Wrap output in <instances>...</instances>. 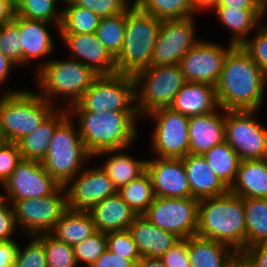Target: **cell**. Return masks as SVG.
Returning a JSON list of instances; mask_svg holds the SVG:
<instances>
[{
	"label": "cell",
	"mask_w": 267,
	"mask_h": 267,
	"mask_svg": "<svg viewBox=\"0 0 267 267\" xmlns=\"http://www.w3.org/2000/svg\"><path fill=\"white\" fill-rule=\"evenodd\" d=\"M267 75L250 55L235 46L226 56L216 85L219 107L224 110H258L263 102Z\"/></svg>",
	"instance_id": "obj_1"
},
{
	"label": "cell",
	"mask_w": 267,
	"mask_h": 267,
	"mask_svg": "<svg viewBox=\"0 0 267 267\" xmlns=\"http://www.w3.org/2000/svg\"><path fill=\"white\" fill-rule=\"evenodd\" d=\"M196 235L223 243L240 254L246 248L243 199L229 191L200 199Z\"/></svg>",
	"instance_id": "obj_2"
},
{
	"label": "cell",
	"mask_w": 267,
	"mask_h": 267,
	"mask_svg": "<svg viewBox=\"0 0 267 267\" xmlns=\"http://www.w3.org/2000/svg\"><path fill=\"white\" fill-rule=\"evenodd\" d=\"M78 119V131L87 152L93 157L108 151L128 149L137 139L138 112L69 111Z\"/></svg>",
	"instance_id": "obj_3"
},
{
	"label": "cell",
	"mask_w": 267,
	"mask_h": 267,
	"mask_svg": "<svg viewBox=\"0 0 267 267\" xmlns=\"http://www.w3.org/2000/svg\"><path fill=\"white\" fill-rule=\"evenodd\" d=\"M50 60L39 63L36 82L41 89L38 94L55 107L60 96L65 103L69 102L66 108L77 103L99 76L92 68L72 58Z\"/></svg>",
	"instance_id": "obj_4"
},
{
	"label": "cell",
	"mask_w": 267,
	"mask_h": 267,
	"mask_svg": "<svg viewBox=\"0 0 267 267\" xmlns=\"http://www.w3.org/2000/svg\"><path fill=\"white\" fill-rule=\"evenodd\" d=\"M0 96V139L16 143L30 134L57 107L37 92L23 89L6 91Z\"/></svg>",
	"instance_id": "obj_5"
},
{
	"label": "cell",
	"mask_w": 267,
	"mask_h": 267,
	"mask_svg": "<svg viewBox=\"0 0 267 267\" xmlns=\"http://www.w3.org/2000/svg\"><path fill=\"white\" fill-rule=\"evenodd\" d=\"M161 20L130 6L126 10L125 38L115 58L116 73L134 75L152 65V56Z\"/></svg>",
	"instance_id": "obj_6"
},
{
	"label": "cell",
	"mask_w": 267,
	"mask_h": 267,
	"mask_svg": "<svg viewBox=\"0 0 267 267\" xmlns=\"http://www.w3.org/2000/svg\"><path fill=\"white\" fill-rule=\"evenodd\" d=\"M72 118L69 115L56 128L49 150L41 161L48 174L63 186L84 169L85 161L93 158L87 152L79 131H75Z\"/></svg>",
	"instance_id": "obj_7"
},
{
	"label": "cell",
	"mask_w": 267,
	"mask_h": 267,
	"mask_svg": "<svg viewBox=\"0 0 267 267\" xmlns=\"http://www.w3.org/2000/svg\"><path fill=\"white\" fill-rule=\"evenodd\" d=\"M133 77L136 109L140 116L169 107L176 93L187 82L178 64L151 65L138 71Z\"/></svg>",
	"instance_id": "obj_8"
},
{
	"label": "cell",
	"mask_w": 267,
	"mask_h": 267,
	"mask_svg": "<svg viewBox=\"0 0 267 267\" xmlns=\"http://www.w3.org/2000/svg\"><path fill=\"white\" fill-rule=\"evenodd\" d=\"M135 90L133 75H99L83 97L68 107V111L138 112Z\"/></svg>",
	"instance_id": "obj_9"
},
{
	"label": "cell",
	"mask_w": 267,
	"mask_h": 267,
	"mask_svg": "<svg viewBox=\"0 0 267 267\" xmlns=\"http://www.w3.org/2000/svg\"><path fill=\"white\" fill-rule=\"evenodd\" d=\"M12 204L17 226L25 234L51 233L67 208V193L61 185L53 194L40 198L4 200Z\"/></svg>",
	"instance_id": "obj_10"
},
{
	"label": "cell",
	"mask_w": 267,
	"mask_h": 267,
	"mask_svg": "<svg viewBox=\"0 0 267 267\" xmlns=\"http://www.w3.org/2000/svg\"><path fill=\"white\" fill-rule=\"evenodd\" d=\"M258 110H225V141L241 161L267 158V127L256 120Z\"/></svg>",
	"instance_id": "obj_11"
},
{
	"label": "cell",
	"mask_w": 267,
	"mask_h": 267,
	"mask_svg": "<svg viewBox=\"0 0 267 267\" xmlns=\"http://www.w3.org/2000/svg\"><path fill=\"white\" fill-rule=\"evenodd\" d=\"M145 117L156 120V127L151 133L152 149L156 157L182 159L188 154V117L170 107L153 110Z\"/></svg>",
	"instance_id": "obj_12"
},
{
	"label": "cell",
	"mask_w": 267,
	"mask_h": 267,
	"mask_svg": "<svg viewBox=\"0 0 267 267\" xmlns=\"http://www.w3.org/2000/svg\"><path fill=\"white\" fill-rule=\"evenodd\" d=\"M198 208L199 200L193 197H155L143 215L160 229L187 239L197 233Z\"/></svg>",
	"instance_id": "obj_13"
},
{
	"label": "cell",
	"mask_w": 267,
	"mask_h": 267,
	"mask_svg": "<svg viewBox=\"0 0 267 267\" xmlns=\"http://www.w3.org/2000/svg\"><path fill=\"white\" fill-rule=\"evenodd\" d=\"M201 40L181 58L178 65L187 82L216 86L225 58L235 46L229 43L224 47L219 43Z\"/></svg>",
	"instance_id": "obj_14"
},
{
	"label": "cell",
	"mask_w": 267,
	"mask_h": 267,
	"mask_svg": "<svg viewBox=\"0 0 267 267\" xmlns=\"http://www.w3.org/2000/svg\"><path fill=\"white\" fill-rule=\"evenodd\" d=\"M60 186L41 162L21 159L11 176L2 184L5 195L0 193V199H37L53 194Z\"/></svg>",
	"instance_id": "obj_15"
},
{
	"label": "cell",
	"mask_w": 267,
	"mask_h": 267,
	"mask_svg": "<svg viewBox=\"0 0 267 267\" xmlns=\"http://www.w3.org/2000/svg\"><path fill=\"white\" fill-rule=\"evenodd\" d=\"M195 16L161 20L155 42L152 65L179 64L181 58L199 41L195 37Z\"/></svg>",
	"instance_id": "obj_16"
},
{
	"label": "cell",
	"mask_w": 267,
	"mask_h": 267,
	"mask_svg": "<svg viewBox=\"0 0 267 267\" xmlns=\"http://www.w3.org/2000/svg\"><path fill=\"white\" fill-rule=\"evenodd\" d=\"M67 208L88 211L92 206L117 193L101 166L84 167L65 185Z\"/></svg>",
	"instance_id": "obj_17"
},
{
	"label": "cell",
	"mask_w": 267,
	"mask_h": 267,
	"mask_svg": "<svg viewBox=\"0 0 267 267\" xmlns=\"http://www.w3.org/2000/svg\"><path fill=\"white\" fill-rule=\"evenodd\" d=\"M146 171L149 173L155 197L188 198L191 190L182 159H147Z\"/></svg>",
	"instance_id": "obj_18"
},
{
	"label": "cell",
	"mask_w": 267,
	"mask_h": 267,
	"mask_svg": "<svg viewBox=\"0 0 267 267\" xmlns=\"http://www.w3.org/2000/svg\"><path fill=\"white\" fill-rule=\"evenodd\" d=\"M71 51L70 58L92 68L99 75L116 73L115 57L99 40L96 32L90 34H59Z\"/></svg>",
	"instance_id": "obj_19"
},
{
	"label": "cell",
	"mask_w": 267,
	"mask_h": 267,
	"mask_svg": "<svg viewBox=\"0 0 267 267\" xmlns=\"http://www.w3.org/2000/svg\"><path fill=\"white\" fill-rule=\"evenodd\" d=\"M189 154L203 155L225 141V110L219 107L206 115L188 117Z\"/></svg>",
	"instance_id": "obj_20"
},
{
	"label": "cell",
	"mask_w": 267,
	"mask_h": 267,
	"mask_svg": "<svg viewBox=\"0 0 267 267\" xmlns=\"http://www.w3.org/2000/svg\"><path fill=\"white\" fill-rule=\"evenodd\" d=\"M128 231L141 257L147 258H160L181 239L176 234L155 226L144 215H137Z\"/></svg>",
	"instance_id": "obj_21"
},
{
	"label": "cell",
	"mask_w": 267,
	"mask_h": 267,
	"mask_svg": "<svg viewBox=\"0 0 267 267\" xmlns=\"http://www.w3.org/2000/svg\"><path fill=\"white\" fill-rule=\"evenodd\" d=\"M13 20L18 24L20 30L23 65L30 64L38 58L46 59L47 56H51L56 49L53 36L47 27L51 23L15 15Z\"/></svg>",
	"instance_id": "obj_22"
},
{
	"label": "cell",
	"mask_w": 267,
	"mask_h": 267,
	"mask_svg": "<svg viewBox=\"0 0 267 267\" xmlns=\"http://www.w3.org/2000/svg\"><path fill=\"white\" fill-rule=\"evenodd\" d=\"M169 107L186 117L212 113L219 108L216 86L186 82Z\"/></svg>",
	"instance_id": "obj_23"
},
{
	"label": "cell",
	"mask_w": 267,
	"mask_h": 267,
	"mask_svg": "<svg viewBox=\"0 0 267 267\" xmlns=\"http://www.w3.org/2000/svg\"><path fill=\"white\" fill-rule=\"evenodd\" d=\"M191 197L198 200L226 194L229 189L217 177L203 155L187 154L182 158Z\"/></svg>",
	"instance_id": "obj_24"
},
{
	"label": "cell",
	"mask_w": 267,
	"mask_h": 267,
	"mask_svg": "<svg viewBox=\"0 0 267 267\" xmlns=\"http://www.w3.org/2000/svg\"><path fill=\"white\" fill-rule=\"evenodd\" d=\"M191 267H234L239 254L231 247L198 235L187 238Z\"/></svg>",
	"instance_id": "obj_25"
},
{
	"label": "cell",
	"mask_w": 267,
	"mask_h": 267,
	"mask_svg": "<svg viewBox=\"0 0 267 267\" xmlns=\"http://www.w3.org/2000/svg\"><path fill=\"white\" fill-rule=\"evenodd\" d=\"M62 107L61 110L57 107L36 129L16 142L23 160L41 162L45 158L56 128L69 116L68 108Z\"/></svg>",
	"instance_id": "obj_26"
},
{
	"label": "cell",
	"mask_w": 267,
	"mask_h": 267,
	"mask_svg": "<svg viewBox=\"0 0 267 267\" xmlns=\"http://www.w3.org/2000/svg\"><path fill=\"white\" fill-rule=\"evenodd\" d=\"M91 214L96 230L102 233L128 230L137 214L118 193L92 206Z\"/></svg>",
	"instance_id": "obj_27"
},
{
	"label": "cell",
	"mask_w": 267,
	"mask_h": 267,
	"mask_svg": "<svg viewBox=\"0 0 267 267\" xmlns=\"http://www.w3.org/2000/svg\"><path fill=\"white\" fill-rule=\"evenodd\" d=\"M229 192L241 198H267V158L241 161Z\"/></svg>",
	"instance_id": "obj_28"
},
{
	"label": "cell",
	"mask_w": 267,
	"mask_h": 267,
	"mask_svg": "<svg viewBox=\"0 0 267 267\" xmlns=\"http://www.w3.org/2000/svg\"><path fill=\"white\" fill-rule=\"evenodd\" d=\"M216 16L224 24L225 28L231 30L232 38L230 44L241 46L249 36L265 21V14L261 10H239L225 6H214Z\"/></svg>",
	"instance_id": "obj_29"
},
{
	"label": "cell",
	"mask_w": 267,
	"mask_h": 267,
	"mask_svg": "<svg viewBox=\"0 0 267 267\" xmlns=\"http://www.w3.org/2000/svg\"><path fill=\"white\" fill-rule=\"evenodd\" d=\"M125 150L103 151L93 157L102 155L107 157L106 162L101 167L111 179L117 191L146 171L147 159H134L133 156L127 155L124 152Z\"/></svg>",
	"instance_id": "obj_30"
},
{
	"label": "cell",
	"mask_w": 267,
	"mask_h": 267,
	"mask_svg": "<svg viewBox=\"0 0 267 267\" xmlns=\"http://www.w3.org/2000/svg\"><path fill=\"white\" fill-rule=\"evenodd\" d=\"M88 211L67 209L51 232L58 240L74 246L96 232Z\"/></svg>",
	"instance_id": "obj_31"
},
{
	"label": "cell",
	"mask_w": 267,
	"mask_h": 267,
	"mask_svg": "<svg viewBox=\"0 0 267 267\" xmlns=\"http://www.w3.org/2000/svg\"><path fill=\"white\" fill-rule=\"evenodd\" d=\"M211 169L229 189L233 184L241 162L235 150L224 141L203 154Z\"/></svg>",
	"instance_id": "obj_32"
},
{
	"label": "cell",
	"mask_w": 267,
	"mask_h": 267,
	"mask_svg": "<svg viewBox=\"0 0 267 267\" xmlns=\"http://www.w3.org/2000/svg\"><path fill=\"white\" fill-rule=\"evenodd\" d=\"M246 223V248L267 241V198H242Z\"/></svg>",
	"instance_id": "obj_33"
},
{
	"label": "cell",
	"mask_w": 267,
	"mask_h": 267,
	"mask_svg": "<svg viewBox=\"0 0 267 267\" xmlns=\"http://www.w3.org/2000/svg\"><path fill=\"white\" fill-rule=\"evenodd\" d=\"M131 4L160 20L186 19L198 12L192 0H133Z\"/></svg>",
	"instance_id": "obj_34"
},
{
	"label": "cell",
	"mask_w": 267,
	"mask_h": 267,
	"mask_svg": "<svg viewBox=\"0 0 267 267\" xmlns=\"http://www.w3.org/2000/svg\"><path fill=\"white\" fill-rule=\"evenodd\" d=\"M117 193L137 215H143L155 198L147 171L120 188Z\"/></svg>",
	"instance_id": "obj_35"
},
{
	"label": "cell",
	"mask_w": 267,
	"mask_h": 267,
	"mask_svg": "<svg viewBox=\"0 0 267 267\" xmlns=\"http://www.w3.org/2000/svg\"><path fill=\"white\" fill-rule=\"evenodd\" d=\"M62 9V21L58 34H90L97 31L100 17L91 10L74 3Z\"/></svg>",
	"instance_id": "obj_36"
},
{
	"label": "cell",
	"mask_w": 267,
	"mask_h": 267,
	"mask_svg": "<svg viewBox=\"0 0 267 267\" xmlns=\"http://www.w3.org/2000/svg\"><path fill=\"white\" fill-rule=\"evenodd\" d=\"M57 3V0H14L15 16L55 24L59 32L63 9H57Z\"/></svg>",
	"instance_id": "obj_37"
},
{
	"label": "cell",
	"mask_w": 267,
	"mask_h": 267,
	"mask_svg": "<svg viewBox=\"0 0 267 267\" xmlns=\"http://www.w3.org/2000/svg\"><path fill=\"white\" fill-rule=\"evenodd\" d=\"M126 11L113 17L100 18L96 34L108 51L116 58L125 38Z\"/></svg>",
	"instance_id": "obj_38"
},
{
	"label": "cell",
	"mask_w": 267,
	"mask_h": 267,
	"mask_svg": "<svg viewBox=\"0 0 267 267\" xmlns=\"http://www.w3.org/2000/svg\"><path fill=\"white\" fill-rule=\"evenodd\" d=\"M44 247L47 267H78L73 246L58 240L51 233L35 236Z\"/></svg>",
	"instance_id": "obj_39"
},
{
	"label": "cell",
	"mask_w": 267,
	"mask_h": 267,
	"mask_svg": "<svg viewBox=\"0 0 267 267\" xmlns=\"http://www.w3.org/2000/svg\"><path fill=\"white\" fill-rule=\"evenodd\" d=\"M19 32V26L13 19L0 27V52L16 66L23 65Z\"/></svg>",
	"instance_id": "obj_40"
},
{
	"label": "cell",
	"mask_w": 267,
	"mask_h": 267,
	"mask_svg": "<svg viewBox=\"0 0 267 267\" xmlns=\"http://www.w3.org/2000/svg\"><path fill=\"white\" fill-rule=\"evenodd\" d=\"M107 249L106 233L96 231L82 242L73 246V252L77 265L80 262L91 266ZM80 261V262H79Z\"/></svg>",
	"instance_id": "obj_41"
},
{
	"label": "cell",
	"mask_w": 267,
	"mask_h": 267,
	"mask_svg": "<svg viewBox=\"0 0 267 267\" xmlns=\"http://www.w3.org/2000/svg\"><path fill=\"white\" fill-rule=\"evenodd\" d=\"M264 23L241 46L267 75V21Z\"/></svg>",
	"instance_id": "obj_42"
},
{
	"label": "cell",
	"mask_w": 267,
	"mask_h": 267,
	"mask_svg": "<svg viewBox=\"0 0 267 267\" xmlns=\"http://www.w3.org/2000/svg\"><path fill=\"white\" fill-rule=\"evenodd\" d=\"M107 248L130 261H139L141 255L138 252L132 235L128 230L106 233Z\"/></svg>",
	"instance_id": "obj_43"
},
{
	"label": "cell",
	"mask_w": 267,
	"mask_h": 267,
	"mask_svg": "<svg viewBox=\"0 0 267 267\" xmlns=\"http://www.w3.org/2000/svg\"><path fill=\"white\" fill-rule=\"evenodd\" d=\"M29 239L24 249L19 245L13 267H47L43 244L35 236Z\"/></svg>",
	"instance_id": "obj_44"
},
{
	"label": "cell",
	"mask_w": 267,
	"mask_h": 267,
	"mask_svg": "<svg viewBox=\"0 0 267 267\" xmlns=\"http://www.w3.org/2000/svg\"><path fill=\"white\" fill-rule=\"evenodd\" d=\"M74 4L91 10L100 18L124 13L131 6L126 0H76Z\"/></svg>",
	"instance_id": "obj_45"
},
{
	"label": "cell",
	"mask_w": 267,
	"mask_h": 267,
	"mask_svg": "<svg viewBox=\"0 0 267 267\" xmlns=\"http://www.w3.org/2000/svg\"><path fill=\"white\" fill-rule=\"evenodd\" d=\"M21 155L16 143L0 141V185L11 176L17 164L21 161Z\"/></svg>",
	"instance_id": "obj_46"
},
{
	"label": "cell",
	"mask_w": 267,
	"mask_h": 267,
	"mask_svg": "<svg viewBox=\"0 0 267 267\" xmlns=\"http://www.w3.org/2000/svg\"><path fill=\"white\" fill-rule=\"evenodd\" d=\"M160 259L166 267H191L187 239H180Z\"/></svg>",
	"instance_id": "obj_47"
},
{
	"label": "cell",
	"mask_w": 267,
	"mask_h": 267,
	"mask_svg": "<svg viewBox=\"0 0 267 267\" xmlns=\"http://www.w3.org/2000/svg\"><path fill=\"white\" fill-rule=\"evenodd\" d=\"M17 228L12 204L0 199V241L14 240Z\"/></svg>",
	"instance_id": "obj_48"
},
{
	"label": "cell",
	"mask_w": 267,
	"mask_h": 267,
	"mask_svg": "<svg viewBox=\"0 0 267 267\" xmlns=\"http://www.w3.org/2000/svg\"><path fill=\"white\" fill-rule=\"evenodd\" d=\"M239 262L243 267H267V241L245 248Z\"/></svg>",
	"instance_id": "obj_49"
},
{
	"label": "cell",
	"mask_w": 267,
	"mask_h": 267,
	"mask_svg": "<svg viewBox=\"0 0 267 267\" xmlns=\"http://www.w3.org/2000/svg\"><path fill=\"white\" fill-rule=\"evenodd\" d=\"M136 262L117 255L107 248L89 267H134Z\"/></svg>",
	"instance_id": "obj_50"
},
{
	"label": "cell",
	"mask_w": 267,
	"mask_h": 267,
	"mask_svg": "<svg viewBox=\"0 0 267 267\" xmlns=\"http://www.w3.org/2000/svg\"><path fill=\"white\" fill-rule=\"evenodd\" d=\"M18 247L14 240L0 241V267H13Z\"/></svg>",
	"instance_id": "obj_51"
},
{
	"label": "cell",
	"mask_w": 267,
	"mask_h": 267,
	"mask_svg": "<svg viewBox=\"0 0 267 267\" xmlns=\"http://www.w3.org/2000/svg\"><path fill=\"white\" fill-rule=\"evenodd\" d=\"M215 6H225L239 10H260L254 0H218Z\"/></svg>",
	"instance_id": "obj_52"
},
{
	"label": "cell",
	"mask_w": 267,
	"mask_h": 267,
	"mask_svg": "<svg viewBox=\"0 0 267 267\" xmlns=\"http://www.w3.org/2000/svg\"><path fill=\"white\" fill-rule=\"evenodd\" d=\"M15 15L14 0H0V27L13 19Z\"/></svg>",
	"instance_id": "obj_53"
},
{
	"label": "cell",
	"mask_w": 267,
	"mask_h": 267,
	"mask_svg": "<svg viewBox=\"0 0 267 267\" xmlns=\"http://www.w3.org/2000/svg\"><path fill=\"white\" fill-rule=\"evenodd\" d=\"M16 67L5 55L0 52V84H4L13 67Z\"/></svg>",
	"instance_id": "obj_54"
},
{
	"label": "cell",
	"mask_w": 267,
	"mask_h": 267,
	"mask_svg": "<svg viewBox=\"0 0 267 267\" xmlns=\"http://www.w3.org/2000/svg\"><path fill=\"white\" fill-rule=\"evenodd\" d=\"M134 267H166L160 258L141 257Z\"/></svg>",
	"instance_id": "obj_55"
},
{
	"label": "cell",
	"mask_w": 267,
	"mask_h": 267,
	"mask_svg": "<svg viewBox=\"0 0 267 267\" xmlns=\"http://www.w3.org/2000/svg\"><path fill=\"white\" fill-rule=\"evenodd\" d=\"M195 9L198 10H210L212 9L218 0H192Z\"/></svg>",
	"instance_id": "obj_56"
},
{
	"label": "cell",
	"mask_w": 267,
	"mask_h": 267,
	"mask_svg": "<svg viewBox=\"0 0 267 267\" xmlns=\"http://www.w3.org/2000/svg\"><path fill=\"white\" fill-rule=\"evenodd\" d=\"M255 4L260 8V10L266 14L267 12V0H254Z\"/></svg>",
	"instance_id": "obj_57"
},
{
	"label": "cell",
	"mask_w": 267,
	"mask_h": 267,
	"mask_svg": "<svg viewBox=\"0 0 267 267\" xmlns=\"http://www.w3.org/2000/svg\"><path fill=\"white\" fill-rule=\"evenodd\" d=\"M59 1H61V2L65 1L66 4L69 5V4L74 3L76 0H63V1L62 0H57V2H59Z\"/></svg>",
	"instance_id": "obj_58"
},
{
	"label": "cell",
	"mask_w": 267,
	"mask_h": 267,
	"mask_svg": "<svg viewBox=\"0 0 267 267\" xmlns=\"http://www.w3.org/2000/svg\"><path fill=\"white\" fill-rule=\"evenodd\" d=\"M234 267H243L242 264L238 261Z\"/></svg>",
	"instance_id": "obj_59"
}]
</instances>
